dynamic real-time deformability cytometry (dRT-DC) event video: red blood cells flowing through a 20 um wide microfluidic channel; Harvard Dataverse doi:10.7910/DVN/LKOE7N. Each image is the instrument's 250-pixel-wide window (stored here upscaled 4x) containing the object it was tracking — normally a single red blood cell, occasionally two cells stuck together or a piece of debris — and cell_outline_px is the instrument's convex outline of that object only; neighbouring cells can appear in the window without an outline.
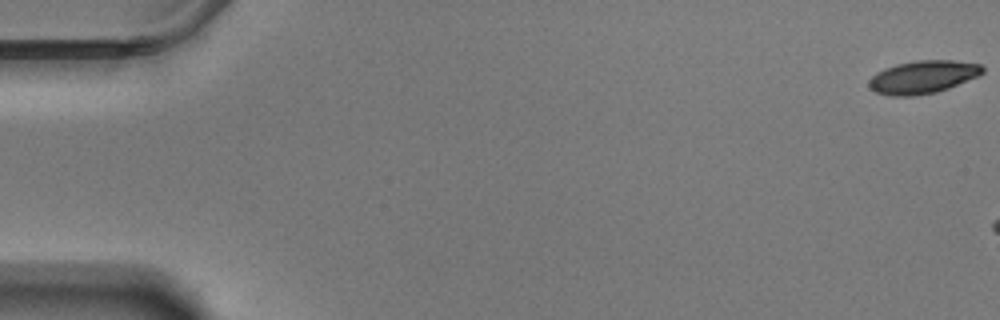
{"species": "Egyptian fruit bat (a non-hibernating species)", "species_latin": "Rousettus aegyptiacus", "temperature_condition": "warm", "stored_images_in_passage": 7, "camera_frame_rate_fps": 3000, "um_per_image_px": 0.085, "animal": {"sex": "male"}, "frame": {"image": 1, "passage_image": 1, "time_ms": 0.0, "image_size_px": [1000, 320], "cell_outline_px": [[984, 72], [976, 76], [948, 88], [936, 92], [912, 96], [888, 96], [876, 92], [868, 88], [868, 80], [876, 72], [884, 68], [896, 64], [916, 60], [952, 60], [980, 64], [984, 68]], "centroid_in_image_um": [78.38, 6.54], "position_along_channel_um": 6.6, "area_um2": 21.79}}